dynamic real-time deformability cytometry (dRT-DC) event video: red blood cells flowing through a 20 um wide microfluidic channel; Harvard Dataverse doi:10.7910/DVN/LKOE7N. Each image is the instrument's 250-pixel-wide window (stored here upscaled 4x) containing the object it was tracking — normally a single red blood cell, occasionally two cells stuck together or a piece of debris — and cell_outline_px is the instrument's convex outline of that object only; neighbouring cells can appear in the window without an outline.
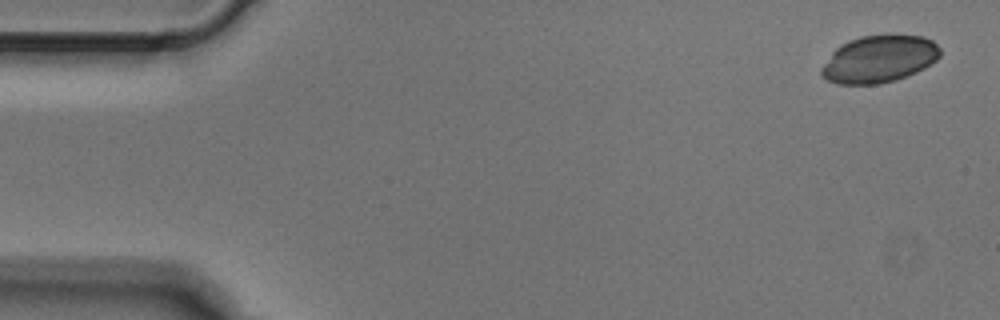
{"species": "Egyptian fruit bat (a non-hibernating species)", "species_latin": "Rousettus aegyptiacus", "temperature_condition": "cold", "stored_images_in_passage": 4, "segment_of_instrument_passage": [2, 2], "camera_frame_rate_fps": 3000, "um_per_image_px": 0.085, "animal": {"sex": "male"}, "frame": {"image": 1, "passage_image": 4, "time_ms": 1.0, "image_size_px": [1000, 320], "cell_outline_px": [[940, 56], [936, 60], [924, 68], [916, 72], [896, 80], [880, 84], [836, 84], [820, 76], [820, 68], [832, 52], [840, 44], [848, 40], [860, 36], [888, 32], [924, 36], [932, 40], [940, 48]], "centroid_in_image_um": [74.72, 4.98], "position_along_channel_um": 10.3, "area_um2": 33.52}}